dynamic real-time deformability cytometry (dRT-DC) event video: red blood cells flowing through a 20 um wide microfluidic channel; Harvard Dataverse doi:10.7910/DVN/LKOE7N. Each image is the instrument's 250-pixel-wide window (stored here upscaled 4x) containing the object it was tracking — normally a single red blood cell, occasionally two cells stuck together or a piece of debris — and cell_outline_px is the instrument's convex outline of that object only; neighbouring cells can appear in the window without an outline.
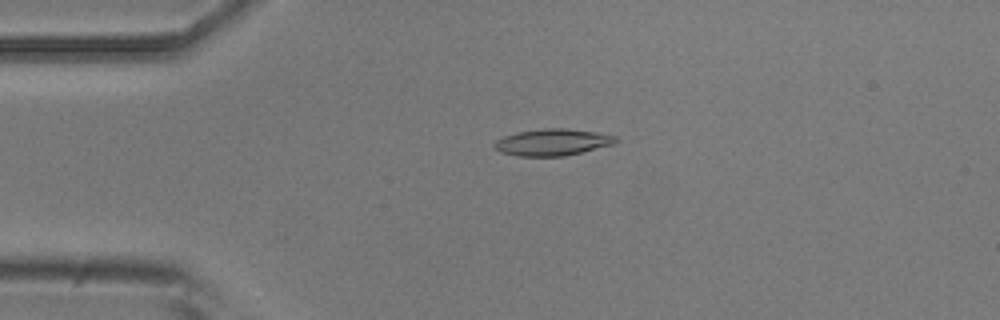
{"species": "common noctule bat (a hibernating species)", "species_latin": "Nyctalus noctula", "temperature_condition": "room temperature", "stored_images_in_passage": 50, "camera_frame_rate_fps": 3000, "um_per_image_px": 0.085, "animal": {"sex": "male", "body_mass_g": 20.5, "forearm_length_mm": 52.5}, "frame": {"image": 1, "passage_image": 11, "time_ms": 3.333, "image_size_px": [1000, 320], "cell_outline_px": [[620, 140], [612, 144], [564, 156], [520, 156], [500, 152], [492, 144], [496, 140], [504, 136], [516, 132], [544, 128], [564, 128], [596, 132], [616, 136]], "centroid_in_image_um": [46.94, 12.08], "position_along_channel_um": 38.1, "area_um2": 18.73}}
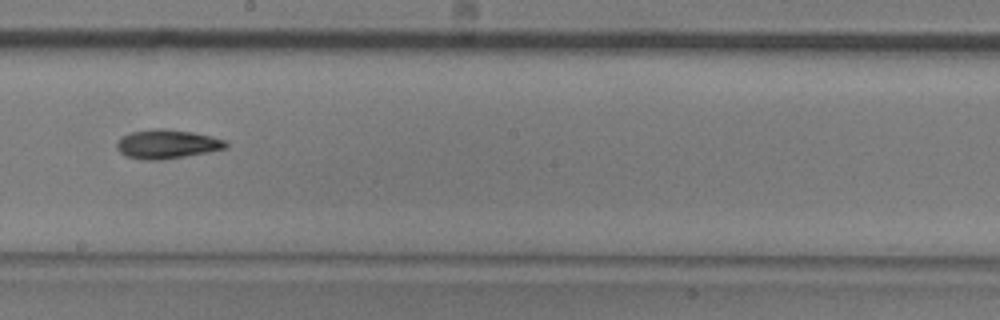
{"frame": {"image": 2, "passage_image": 28, "time_ms": 9.0, "image_size_px": [1000, 320], "cell_outline_px": [[228, 148], [208, 152], [164, 160], [140, 160], [124, 156], [116, 148], [116, 144], [124, 136], [132, 132], [152, 128], [164, 128], [192, 132], [212, 136], [228, 140]], "centroid_in_image_um": [14.23, 12.26], "position_along_channel_um": 234.0, "area_um2": 18.73}}
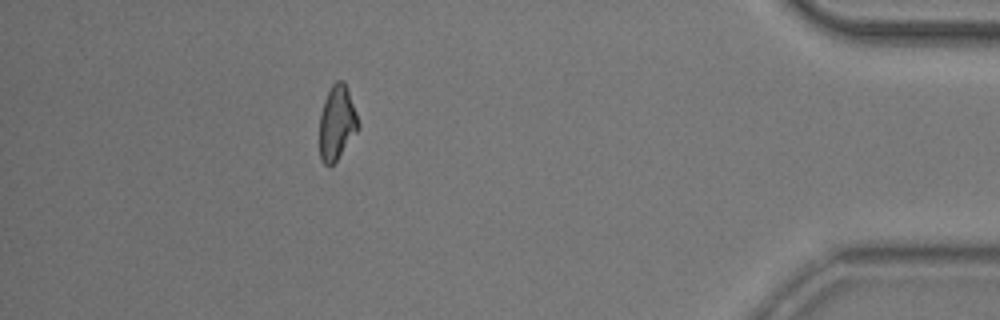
{"frame": {"image": 3, "passage_image": 45, "time_ms": 14.667, "image_size_px": [1000, 320], "cell_outline_px": [[360, 128], [336, 160], [332, 164], [324, 164], [320, 160], [320, 116], [324, 100], [332, 84], [336, 80], [344, 80], [348, 88], [360, 124]], "centroid_in_image_um": [28.65, 10.4], "position_along_channel_um": 406.5, "area_um2": 16.76}, "authors_computed_cell_mechanics": {"area_um2": 17.7446, "velocity_mm_per_s": 3.9513, "shape_relaxation_time_tau1_ms": 5.1171, "shape_relaxation_time_tau2_ms": 4.8044, "deformation_change_tau1": 0.1563, "deformation_change_tau2": 0.1176}}